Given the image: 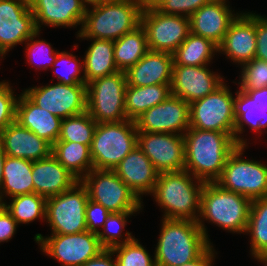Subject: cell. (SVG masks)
Segmentation results:
<instances>
[{"instance_id": "6da1fadb", "label": "cell", "mask_w": 267, "mask_h": 266, "mask_svg": "<svg viewBox=\"0 0 267 266\" xmlns=\"http://www.w3.org/2000/svg\"><path fill=\"white\" fill-rule=\"evenodd\" d=\"M188 132V133H187ZM184 135L186 171L203 182H215L229 155L238 147L226 132L189 128Z\"/></svg>"}, {"instance_id": "7c38bea8", "label": "cell", "mask_w": 267, "mask_h": 266, "mask_svg": "<svg viewBox=\"0 0 267 266\" xmlns=\"http://www.w3.org/2000/svg\"><path fill=\"white\" fill-rule=\"evenodd\" d=\"M148 49L173 53L191 33L190 18L164 14L153 8L147 1L141 13Z\"/></svg>"}, {"instance_id": "f6af8a7d", "label": "cell", "mask_w": 267, "mask_h": 266, "mask_svg": "<svg viewBox=\"0 0 267 266\" xmlns=\"http://www.w3.org/2000/svg\"><path fill=\"white\" fill-rule=\"evenodd\" d=\"M16 226V220L6 208L0 204V242L10 239L15 232Z\"/></svg>"}, {"instance_id": "484cf974", "label": "cell", "mask_w": 267, "mask_h": 266, "mask_svg": "<svg viewBox=\"0 0 267 266\" xmlns=\"http://www.w3.org/2000/svg\"><path fill=\"white\" fill-rule=\"evenodd\" d=\"M34 193L49 198L70 189L79 180L52 154L32 162Z\"/></svg>"}, {"instance_id": "cb8c5ba5", "label": "cell", "mask_w": 267, "mask_h": 266, "mask_svg": "<svg viewBox=\"0 0 267 266\" xmlns=\"http://www.w3.org/2000/svg\"><path fill=\"white\" fill-rule=\"evenodd\" d=\"M236 94L234 140L238 146H244V140L236 135L241 133L243 121L255 130L267 127V117L264 116L267 114V86L259 89H240Z\"/></svg>"}, {"instance_id": "ee69618b", "label": "cell", "mask_w": 267, "mask_h": 266, "mask_svg": "<svg viewBox=\"0 0 267 266\" xmlns=\"http://www.w3.org/2000/svg\"><path fill=\"white\" fill-rule=\"evenodd\" d=\"M255 58L267 62V19L256 16Z\"/></svg>"}, {"instance_id": "e0dca14e", "label": "cell", "mask_w": 267, "mask_h": 266, "mask_svg": "<svg viewBox=\"0 0 267 266\" xmlns=\"http://www.w3.org/2000/svg\"><path fill=\"white\" fill-rule=\"evenodd\" d=\"M137 131L172 133L190 128L189 103L172 94L160 104L149 108L135 120Z\"/></svg>"}, {"instance_id": "f35d334b", "label": "cell", "mask_w": 267, "mask_h": 266, "mask_svg": "<svg viewBox=\"0 0 267 266\" xmlns=\"http://www.w3.org/2000/svg\"><path fill=\"white\" fill-rule=\"evenodd\" d=\"M243 66L240 89H259L267 86V62L254 58Z\"/></svg>"}, {"instance_id": "4dcf8cb0", "label": "cell", "mask_w": 267, "mask_h": 266, "mask_svg": "<svg viewBox=\"0 0 267 266\" xmlns=\"http://www.w3.org/2000/svg\"><path fill=\"white\" fill-rule=\"evenodd\" d=\"M2 172V188L11 197L34 193L32 161L6 155Z\"/></svg>"}, {"instance_id": "ffe728a7", "label": "cell", "mask_w": 267, "mask_h": 266, "mask_svg": "<svg viewBox=\"0 0 267 266\" xmlns=\"http://www.w3.org/2000/svg\"><path fill=\"white\" fill-rule=\"evenodd\" d=\"M224 51L233 61L245 64L255 58L256 15L237 16L229 25L218 51Z\"/></svg>"}, {"instance_id": "9c48e42d", "label": "cell", "mask_w": 267, "mask_h": 266, "mask_svg": "<svg viewBox=\"0 0 267 266\" xmlns=\"http://www.w3.org/2000/svg\"><path fill=\"white\" fill-rule=\"evenodd\" d=\"M245 146H238L227 158L220 177L221 188L249 199L267 197V166L239 158Z\"/></svg>"}, {"instance_id": "7bdbcfd3", "label": "cell", "mask_w": 267, "mask_h": 266, "mask_svg": "<svg viewBox=\"0 0 267 266\" xmlns=\"http://www.w3.org/2000/svg\"><path fill=\"white\" fill-rule=\"evenodd\" d=\"M110 213L102 204L88 199L85 210L87 231L97 234L99 232L96 229V227H99L97 225L101 223L99 225L103 227Z\"/></svg>"}, {"instance_id": "83f0119b", "label": "cell", "mask_w": 267, "mask_h": 266, "mask_svg": "<svg viewBox=\"0 0 267 266\" xmlns=\"http://www.w3.org/2000/svg\"><path fill=\"white\" fill-rule=\"evenodd\" d=\"M171 84L128 86L125 89V110L129 120H135L149 108L162 103L171 94Z\"/></svg>"}, {"instance_id": "4fadbf2b", "label": "cell", "mask_w": 267, "mask_h": 266, "mask_svg": "<svg viewBox=\"0 0 267 266\" xmlns=\"http://www.w3.org/2000/svg\"><path fill=\"white\" fill-rule=\"evenodd\" d=\"M35 240L41 243L44 252L62 262L63 266H82L104 249L97 234L89 231L68 235L52 234L45 239L37 234Z\"/></svg>"}, {"instance_id": "8992f818", "label": "cell", "mask_w": 267, "mask_h": 266, "mask_svg": "<svg viewBox=\"0 0 267 266\" xmlns=\"http://www.w3.org/2000/svg\"><path fill=\"white\" fill-rule=\"evenodd\" d=\"M135 121L97 123L91 144L93 168L114 170L137 146Z\"/></svg>"}, {"instance_id": "52a82bcc", "label": "cell", "mask_w": 267, "mask_h": 266, "mask_svg": "<svg viewBox=\"0 0 267 266\" xmlns=\"http://www.w3.org/2000/svg\"><path fill=\"white\" fill-rule=\"evenodd\" d=\"M126 87V74L123 71L96 78L87 84V112L96 123L128 120L125 110Z\"/></svg>"}, {"instance_id": "7a4b0ae2", "label": "cell", "mask_w": 267, "mask_h": 266, "mask_svg": "<svg viewBox=\"0 0 267 266\" xmlns=\"http://www.w3.org/2000/svg\"><path fill=\"white\" fill-rule=\"evenodd\" d=\"M86 9L79 37L118 40L141 24L146 0H97Z\"/></svg>"}, {"instance_id": "f546056e", "label": "cell", "mask_w": 267, "mask_h": 266, "mask_svg": "<svg viewBox=\"0 0 267 266\" xmlns=\"http://www.w3.org/2000/svg\"><path fill=\"white\" fill-rule=\"evenodd\" d=\"M148 51L146 32L140 24L134 30L114 41V60L118 71L126 72Z\"/></svg>"}, {"instance_id": "7dc6e473", "label": "cell", "mask_w": 267, "mask_h": 266, "mask_svg": "<svg viewBox=\"0 0 267 266\" xmlns=\"http://www.w3.org/2000/svg\"><path fill=\"white\" fill-rule=\"evenodd\" d=\"M111 253V249H103L96 257L89 259L82 266H117V261L111 260Z\"/></svg>"}, {"instance_id": "f907efd6", "label": "cell", "mask_w": 267, "mask_h": 266, "mask_svg": "<svg viewBox=\"0 0 267 266\" xmlns=\"http://www.w3.org/2000/svg\"><path fill=\"white\" fill-rule=\"evenodd\" d=\"M257 259L261 260V262L263 261V263H266L267 266V252L264 253H260V254H256L254 255Z\"/></svg>"}, {"instance_id": "d6a6232c", "label": "cell", "mask_w": 267, "mask_h": 266, "mask_svg": "<svg viewBox=\"0 0 267 266\" xmlns=\"http://www.w3.org/2000/svg\"><path fill=\"white\" fill-rule=\"evenodd\" d=\"M214 50L218 51V46L212 41L190 33L183 43L172 53L173 65H207Z\"/></svg>"}, {"instance_id": "d4e9b609", "label": "cell", "mask_w": 267, "mask_h": 266, "mask_svg": "<svg viewBox=\"0 0 267 266\" xmlns=\"http://www.w3.org/2000/svg\"><path fill=\"white\" fill-rule=\"evenodd\" d=\"M114 171L138 198L144 192H153L159 175L138 146L123 158Z\"/></svg>"}, {"instance_id": "ba28073f", "label": "cell", "mask_w": 267, "mask_h": 266, "mask_svg": "<svg viewBox=\"0 0 267 266\" xmlns=\"http://www.w3.org/2000/svg\"><path fill=\"white\" fill-rule=\"evenodd\" d=\"M83 177L80 183L85 186L89 199L102 204L109 212H135L141 208L140 199L114 170L92 169Z\"/></svg>"}, {"instance_id": "c3c4849f", "label": "cell", "mask_w": 267, "mask_h": 266, "mask_svg": "<svg viewBox=\"0 0 267 266\" xmlns=\"http://www.w3.org/2000/svg\"><path fill=\"white\" fill-rule=\"evenodd\" d=\"M213 258V251L211 246H209L197 259H194L188 263L181 266H211Z\"/></svg>"}, {"instance_id": "d6986e66", "label": "cell", "mask_w": 267, "mask_h": 266, "mask_svg": "<svg viewBox=\"0 0 267 266\" xmlns=\"http://www.w3.org/2000/svg\"><path fill=\"white\" fill-rule=\"evenodd\" d=\"M0 144L7 156L37 161L52 154V145L17 121L8 125L0 134Z\"/></svg>"}, {"instance_id": "7402d4cb", "label": "cell", "mask_w": 267, "mask_h": 266, "mask_svg": "<svg viewBox=\"0 0 267 266\" xmlns=\"http://www.w3.org/2000/svg\"><path fill=\"white\" fill-rule=\"evenodd\" d=\"M173 55L169 52L149 50L135 65L126 72L128 86H148L171 84Z\"/></svg>"}, {"instance_id": "30bf717a", "label": "cell", "mask_w": 267, "mask_h": 266, "mask_svg": "<svg viewBox=\"0 0 267 266\" xmlns=\"http://www.w3.org/2000/svg\"><path fill=\"white\" fill-rule=\"evenodd\" d=\"M79 183L61 194L46 198L45 217L53 234L68 235L87 231L85 210L89 196L85 186Z\"/></svg>"}, {"instance_id": "5b68a950", "label": "cell", "mask_w": 267, "mask_h": 266, "mask_svg": "<svg viewBox=\"0 0 267 266\" xmlns=\"http://www.w3.org/2000/svg\"><path fill=\"white\" fill-rule=\"evenodd\" d=\"M252 200L225 190L215 182H205L201 191L200 215L235 232H246Z\"/></svg>"}, {"instance_id": "836d02e7", "label": "cell", "mask_w": 267, "mask_h": 266, "mask_svg": "<svg viewBox=\"0 0 267 266\" xmlns=\"http://www.w3.org/2000/svg\"><path fill=\"white\" fill-rule=\"evenodd\" d=\"M246 232L252 235V254L267 252V197L251 202Z\"/></svg>"}, {"instance_id": "1f68e13d", "label": "cell", "mask_w": 267, "mask_h": 266, "mask_svg": "<svg viewBox=\"0 0 267 266\" xmlns=\"http://www.w3.org/2000/svg\"><path fill=\"white\" fill-rule=\"evenodd\" d=\"M52 155L79 181L82 171L93 168L90 146L79 142L56 141L52 145ZM89 168V169H88Z\"/></svg>"}, {"instance_id": "3957f363", "label": "cell", "mask_w": 267, "mask_h": 266, "mask_svg": "<svg viewBox=\"0 0 267 266\" xmlns=\"http://www.w3.org/2000/svg\"><path fill=\"white\" fill-rule=\"evenodd\" d=\"M162 226L155 253L156 266H181L197 259L210 246L200 220L164 218Z\"/></svg>"}, {"instance_id": "74e56055", "label": "cell", "mask_w": 267, "mask_h": 266, "mask_svg": "<svg viewBox=\"0 0 267 266\" xmlns=\"http://www.w3.org/2000/svg\"><path fill=\"white\" fill-rule=\"evenodd\" d=\"M153 8L164 14L180 15L190 17L195 11L211 0H146ZM187 14V15H186Z\"/></svg>"}, {"instance_id": "5bb4252c", "label": "cell", "mask_w": 267, "mask_h": 266, "mask_svg": "<svg viewBox=\"0 0 267 266\" xmlns=\"http://www.w3.org/2000/svg\"><path fill=\"white\" fill-rule=\"evenodd\" d=\"M24 94L38 107L61 119L87 111V85L57 83L25 90Z\"/></svg>"}, {"instance_id": "603a6c76", "label": "cell", "mask_w": 267, "mask_h": 266, "mask_svg": "<svg viewBox=\"0 0 267 266\" xmlns=\"http://www.w3.org/2000/svg\"><path fill=\"white\" fill-rule=\"evenodd\" d=\"M87 0H29L35 24L39 31L40 22L50 26H74L83 23Z\"/></svg>"}, {"instance_id": "ab89813d", "label": "cell", "mask_w": 267, "mask_h": 266, "mask_svg": "<svg viewBox=\"0 0 267 266\" xmlns=\"http://www.w3.org/2000/svg\"><path fill=\"white\" fill-rule=\"evenodd\" d=\"M130 214H133V212L110 213L107 217L103 225V228H105L104 232L97 233L99 242L104 249H111L121 244L116 238L121 236L119 233H121L122 228L125 227L126 217ZM105 231H108L109 236L106 235Z\"/></svg>"}, {"instance_id": "681fc988", "label": "cell", "mask_w": 267, "mask_h": 266, "mask_svg": "<svg viewBox=\"0 0 267 266\" xmlns=\"http://www.w3.org/2000/svg\"><path fill=\"white\" fill-rule=\"evenodd\" d=\"M6 158V154L3 151L2 145L0 144V189L2 187V183H3V164ZM2 195H0V204H1V197Z\"/></svg>"}, {"instance_id": "d590c367", "label": "cell", "mask_w": 267, "mask_h": 266, "mask_svg": "<svg viewBox=\"0 0 267 266\" xmlns=\"http://www.w3.org/2000/svg\"><path fill=\"white\" fill-rule=\"evenodd\" d=\"M10 205L1 203L16 223H28L38 217L45 218L46 198L36 193L23 194L12 197Z\"/></svg>"}, {"instance_id": "60d3db41", "label": "cell", "mask_w": 267, "mask_h": 266, "mask_svg": "<svg viewBox=\"0 0 267 266\" xmlns=\"http://www.w3.org/2000/svg\"><path fill=\"white\" fill-rule=\"evenodd\" d=\"M17 99L8 83H0V134L15 121Z\"/></svg>"}, {"instance_id": "9a60e30c", "label": "cell", "mask_w": 267, "mask_h": 266, "mask_svg": "<svg viewBox=\"0 0 267 266\" xmlns=\"http://www.w3.org/2000/svg\"><path fill=\"white\" fill-rule=\"evenodd\" d=\"M137 146L160 173L184 170V135L138 131Z\"/></svg>"}, {"instance_id": "4316f807", "label": "cell", "mask_w": 267, "mask_h": 266, "mask_svg": "<svg viewBox=\"0 0 267 266\" xmlns=\"http://www.w3.org/2000/svg\"><path fill=\"white\" fill-rule=\"evenodd\" d=\"M15 121L53 145L58 140L62 119L38 107L23 93L16 103Z\"/></svg>"}, {"instance_id": "bcb514c9", "label": "cell", "mask_w": 267, "mask_h": 266, "mask_svg": "<svg viewBox=\"0 0 267 266\" xmlns=\"http://www.w3.org/2000/svg\"><path fill=\"white\" fill-rule=\"evenodd\" d=\"M28 45H29V47H27L28 48V54H27L28 57L32 58L31 57L32 55L33 56L34 55L37 56V55H40L43 52L42 54H46V53L48 54L49 53L48 56H50V57H46V59L49 58V61H51L50 64L52 63V65H53V63L56 61L57 53H54V51L50 47V44L46 43L45 41H33V43L28 44ZM39 52H41V53L39 54ZM47 54L45 56H47ZM53 54H54V56H53ZM40 56H39V58H40Z\"/></svg>"}, {"instance_id": "e575fe53", "label": "cell", "mask_w": 267, "mask_h": 266, "mask_svg": "<svg viewBox=\"0 0 267 266\" xmlns=\"http://www.w3.org/2000/svg\"><path fill=\"white\" fill-rule=\"evenodd\" d=\"M96 125L87 111L62 119L57 141L79 142L91 147Z\"/></svg>"}, {"instance_id": "2e32d148", "label": "cell", "mask_w": 267, "mask_h": 266, "mask_svg": "<svg viewBox=\"0 0 267 266\" xmlns=\"http://www.w3.org/2000/svg\"><path fill=\"white\" fill-rule=\"evenodd\" d=\"M38 32L29 0H0V56Z\"/></svg>"}, {"instance_id": "b9f144b4", "label": "cell", "mask_w": 267, "mask_h": 266, "mask_svg": "<svg viewBox=\"0 0 267 266\" xmlns=\"http://www.w3.org/2000/svg\"><path fill=\"white\" fill-rule=\"evenodd\" d=\"M67 63L69 64L70 68H66V72L62 73L63 75L60 77L58 75V83L66 84V85H77V84H85V77L78 76V73L81 71L80 67L78 66V62L72 54H68L65 52L57 53L56 61L53 63L55 66L58 63ZM67 65V64H66ZM72 66V67H71ZM59 74V73H58Z\"/></svg>"}, {"instance_id": "ac0fdd59", "label": "cell", "mask_w": 267, "mask_h": 266, "mask_svg": "<svg viewBox=\"0 0 267 266\" xmlns=\"http://www.w3.org/2000/svg\"><path fill=\"white\" fill-rule=\"evenodd\" d=\"M223 84L206 66L173 65L171 94L187 103L204 98Z\"/></svg>"}, {"instance_id": "44dd1931", "label": "cell", "mask_w": 267, "mask_h": 266, "mask_svg": "<svg viewBox=\"0 0 267 266\" xmlns=\"http://www.w3.org/2000/svg\"><path fill=\"white\" fill-rule=\"evenodd\" d=\"M189 18L192 34L205 37L219 46L236 17L231 14L225 0H211Z\"/></svg>"}, {"instance_id": "8fae6325", "label": "cell", "mask_w": 267, "mask_h": 266, "mask_svg": "<svg viewBox=\"0 0 267 266\" xmlns=\"http://www.w3.org/2000/svg\"><path fill=\"white\" fill-rule=\"evenodd\" d=\"M225 86L189 104L190 128L226 132L234 138L235 99Z\"/></svg>"}, {"instance_id": "277c9868", "label": "cell", "mask_w": 267, "mask_h": 266, "mask_svg": "<svg viewBox=\"0 0 267 266\" xmlns=\"http://www.w3.org/2000/svg\"><path fill=\"white\" fill-rule=\"evenodd\" d=\"M191 179L185 169L158 175L152 193L156 201L166 209L164 218L199 221L195 210L200 212L201 191L205 182L199 180L196 188Z\"/></svg>"}, {"instance_id": "8d00e7d4", "label": "cell", "mask_w": 267, "mask_h": 266, "mask_svg": "<svg viewBox=\"0 0 267 266\" xmlns=\"http://www.w3.org/2000/svg\"><path fill=\"white\" fill-rule=\"evenodd\" d=\"M123 243L111 248L112 254H117V266H156L144 247L127 232Z\"/></svg>"}, {"instance_id": "f1b7e54d", "label": "cell", "mask_w": 267, "mask_h": 266, "mask_svg": "<svg viewBox=\"0 0 267 266\" xmlns=\"http://www.w3.org/2000/svg\"><path fill=\"white\" fill-rule=\"evenodd\" d=\"M83 66L86 85L96 78L118 72L114 60V41L94 39L86 52Z\"/></svg>"}]
</instances>
